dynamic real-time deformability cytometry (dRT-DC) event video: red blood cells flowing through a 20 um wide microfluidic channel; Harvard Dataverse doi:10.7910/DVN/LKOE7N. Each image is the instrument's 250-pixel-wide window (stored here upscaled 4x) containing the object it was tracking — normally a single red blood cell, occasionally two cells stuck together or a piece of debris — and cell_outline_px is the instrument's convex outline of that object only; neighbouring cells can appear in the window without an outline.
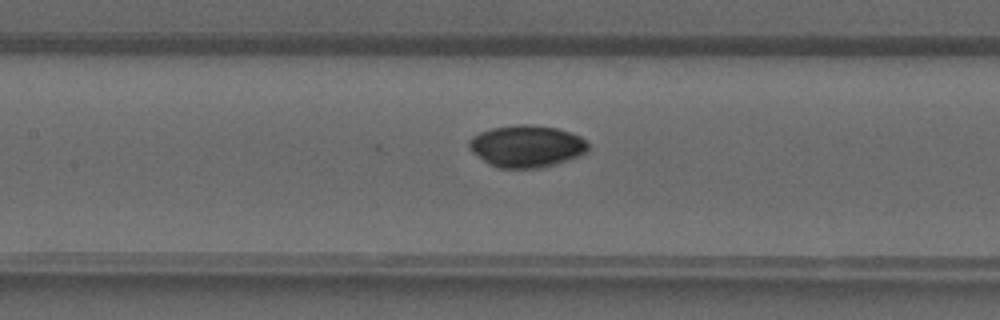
{"species": "common noctule bat (a hibernating species)", "species_latin": "Nyctalus noctula", "temperature_condition": "warm", "stored_images_in_passage": 35, "camera_frame_rate_fps": 3000, "um_per_image_px": 0.085, "animal": {"sex": "male", "forearm_length_mm": 52.5}, "frame": {"image": 1, "passage_image": 13, "time_ms": 4.0, "image_size_px": [1000, 320], "cell_outline_px": [[592, 144], [588, 152], [568, 160], [540, 168], [500, 168], [488, 164], [472, 152], [468, 148], [468, 140], [472, 136], [480, 132], [492, 128], [516, 124], [528, 124], [556, 128], [572, 132], [588, 140]], "centroid_in_image_um": [44.79, 12.42], "position_along_channel_um": 162.6, "area_um2": 29.59}}
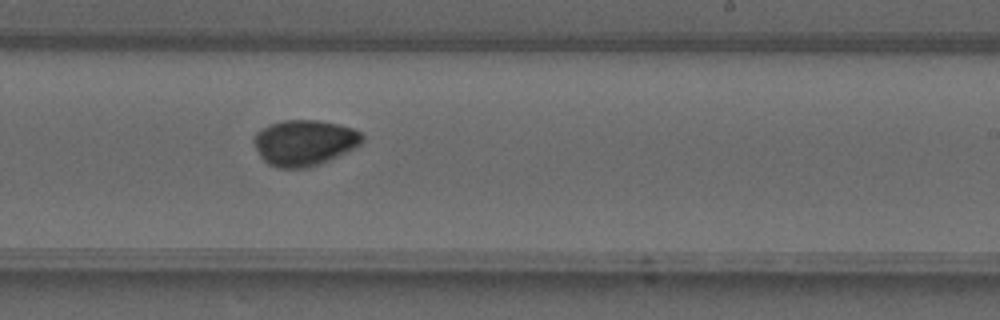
{"frame": {"image": 2, "passage_image": 19, "time_ms": 6.0, "image_size_px": [1000, 320], "cell_outline_px": [[364, 140], [360, 144], [320, 164], [308, 168], [280, 168], [268, 164], [260, 156], [252, 140], [252, 136], [260, 128], [268, 124], [284, 120], [320, 120], [340, 124], [352, 128], [360, 132], [364, 136]], "centroid_in_image_um": [25.83, 12.11], "position_along_channel_um": 263.2, "area_um2": 29.02}}
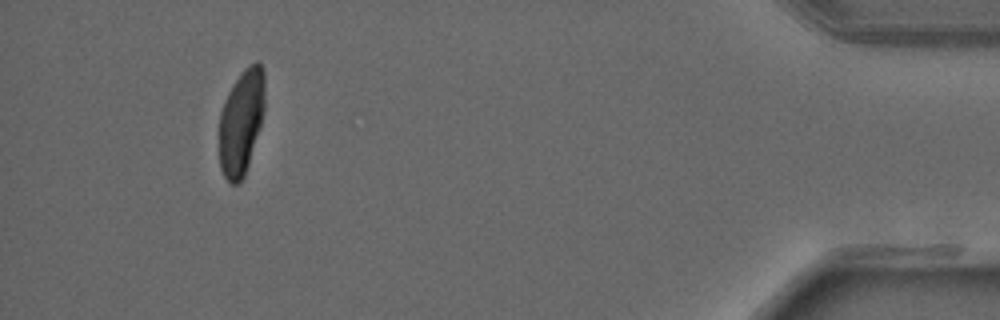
{"frame": {"image": 3, "passage_image": 32, "time_ms": 10.333, "image_size_px": [1000, 320], "cell_outline_px": [[264, 108], [260, 124], [248, 164], [244, 176], [236, 184], [232, 184], [224, 176], [220, 168], [220, 112], [224, 100], [228, 92], [244, 68], [248, 64], [256, 60], [260, 64], [264, 72]], "centroid_in_image_um": [20.5, 10.32], "position_along_channel_um": 414.7, "area_um2": 27.51}}